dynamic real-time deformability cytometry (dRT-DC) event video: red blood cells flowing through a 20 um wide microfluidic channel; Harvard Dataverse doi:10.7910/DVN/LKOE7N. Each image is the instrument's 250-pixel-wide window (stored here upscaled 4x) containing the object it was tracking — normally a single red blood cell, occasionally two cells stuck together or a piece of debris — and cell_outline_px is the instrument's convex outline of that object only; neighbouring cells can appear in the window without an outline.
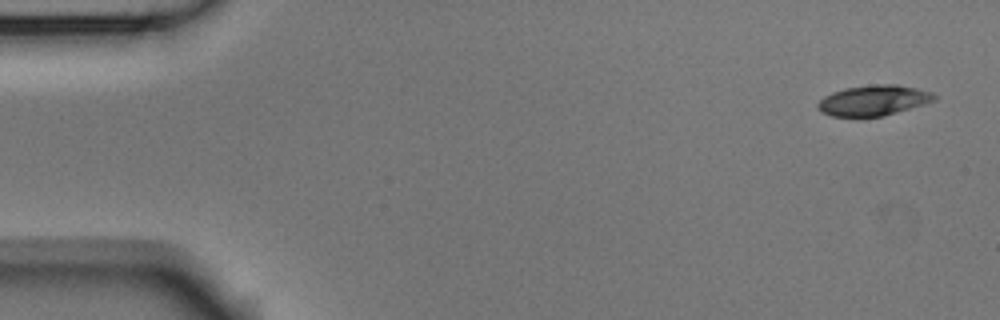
{"species": "Egyptian fruit bat (a non-hibernating species)", "species_latin": "Rousettus aegyptiacus", "temperature_condition": "room temperature", "stored_images_in_passage": 5, "camera_frame_rate_fps": 3000, "um_per_image_px": 0.085, "animal": {"sex": "male"}, "frame": {"image": 1, "passage_image": 1, "time_ms": 0.0, "image_size_px": [1000, 320], "cell_outline_px": [[936, 100], [884, 116], [832, 116], [824, 112], [816, 104], [824, 96], [832, 92], [844, 88], [872, 84], [896, 84], [916, 88], [932, 92], [936, 96]], "centroid_in_image_um": [74.26, 8.51], "position_along_channel_um": 10.7, "area_um2": 20.46}}